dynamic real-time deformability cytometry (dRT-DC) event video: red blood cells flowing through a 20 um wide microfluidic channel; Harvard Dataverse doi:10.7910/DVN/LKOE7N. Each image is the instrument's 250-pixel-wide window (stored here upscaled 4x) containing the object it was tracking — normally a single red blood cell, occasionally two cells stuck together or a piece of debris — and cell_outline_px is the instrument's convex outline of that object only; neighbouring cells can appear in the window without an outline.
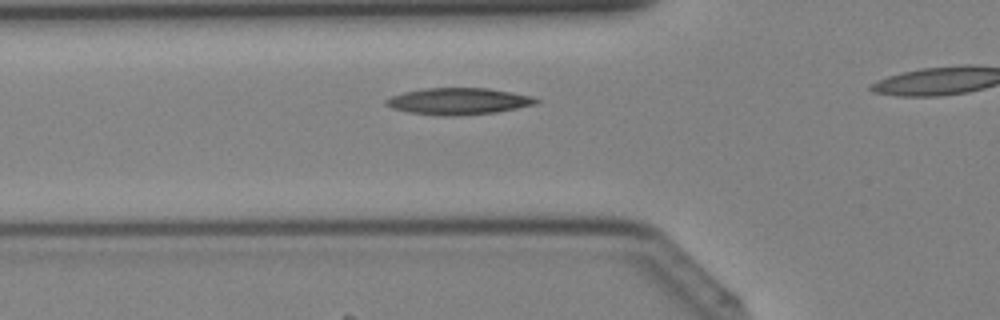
{"species": "Egyptian fruit bat (a non-hibernating species)", "species_latin": "Rousettus aegyptiacus", "temperature_condition": "cold", "stored_images_in_passage": 29, "camera_frame_rate_fps": 3000, "um_per_image_px": 0.085, "animal": {"sex": "female"}, "frame": {"image": 1, "passage_image": 10, "time_ms": 3.0, "image_size_px": [1000, 320], "cell_outline_px": [[540, 100], [536, 104], [496, 112], [456, 116], [444, 116], [408, 112], [392, 108], [384, 104], [384, 100], [392, 96], [404, 92], [424, 88], [488, 88], [512, 92], [532, 96]], "centroid_in_image_um": [38.96, 8.6], "position_along_channel_um": 86.8, "area_um2": 23.29}}
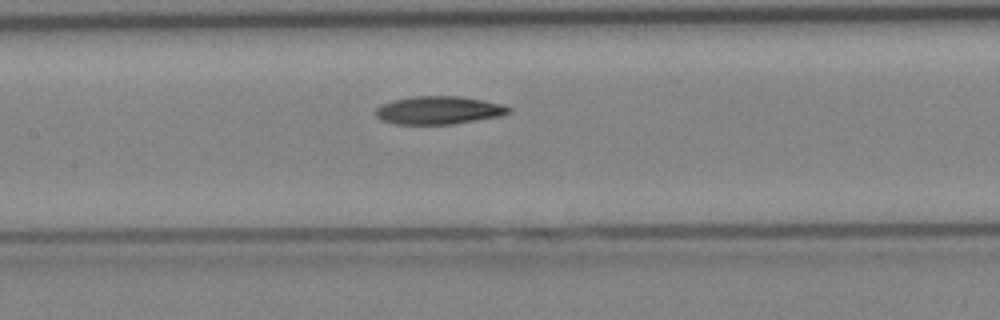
{"frame": {"image": 2, "passage_image": 15, "time_ms": 4.667, "image_size_px": [1000, 320], "cell_outline_px": [[512, 112], [500, 116], [452, 124], [396, 124], [380, 120], [376, 116], [376, 108], [380, 104], [412, 96], [460, 96], [500, 104], [512, 108]], "centroid_in_image_um": [37.27, 9.37], "position_along_channel_um": 170.1, "area_um2": 21.62}}
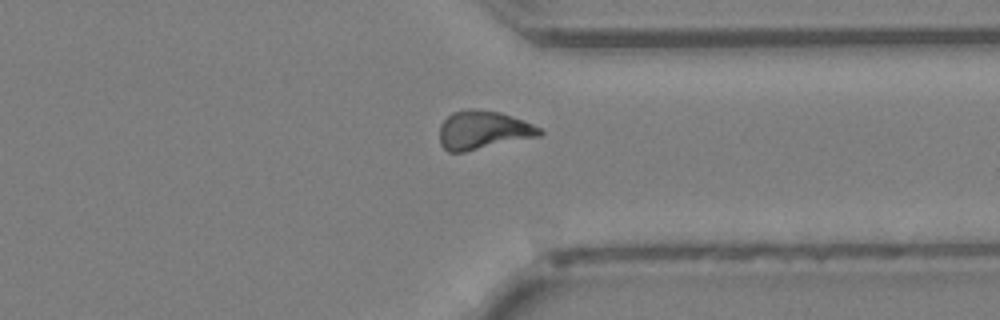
{"frame": {"image": 3, "passage_image": 27, "time_ms": 8.667, "image_size_px": [1000, 320], "cell_outline_px": [[544, 132], [540, 136], [464, 152], [448, 152], [440, 144], [440, 124], [452, 112], [468, 108], [476, 108], [500, 112], [512, 116], [532, 124], [540, 128]], "centroid_in_image_um": [41.05, 11.05], "position_along_channel_um": 370.4, "area_um2": 22.54}}